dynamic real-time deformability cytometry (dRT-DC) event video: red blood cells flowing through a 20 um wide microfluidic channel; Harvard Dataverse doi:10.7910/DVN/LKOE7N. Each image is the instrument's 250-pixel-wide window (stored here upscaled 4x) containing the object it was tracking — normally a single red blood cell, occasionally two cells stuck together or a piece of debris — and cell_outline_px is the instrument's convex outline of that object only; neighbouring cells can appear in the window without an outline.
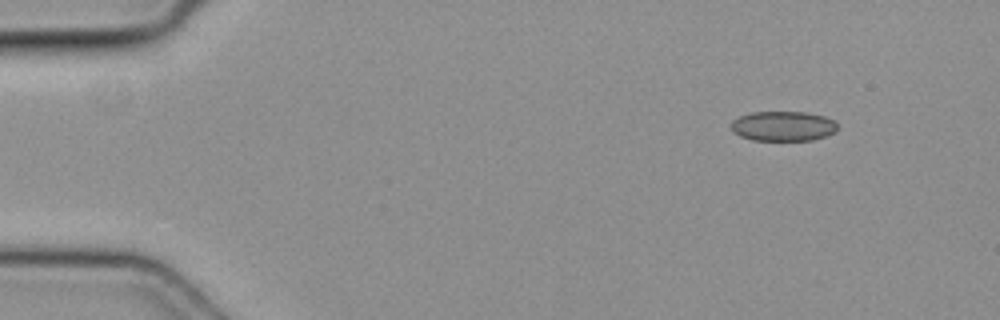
{"species": "common noctule bat (a hibernating species)", "species_latin": "Nyctalus noctula", "temperature_condition": "cold", "stored_images_in_passage": 9, "camera_frame_rate_fps": 3000, "um_per_image_px": 0.085, "animal": {"sex": "female", "body_mass_g": 19.3, "forearm_length_mm": 54.1}, "frame": {"image": 1, "passage_image": 1, "time_ms": 0.0, "image_size_px": [1000, 320], "cell_outline_px": [[836, 132], [812, 140], [752, 140], [740, 136], [732, 132], [732, 120], [740, 116], [752, 112], [804, 112], [824, 116], [836, 120]], "centroid_in_image_um": [66.56, 10.72], "position_along_channel_um": 18.4, "area_um2": 18.5}}